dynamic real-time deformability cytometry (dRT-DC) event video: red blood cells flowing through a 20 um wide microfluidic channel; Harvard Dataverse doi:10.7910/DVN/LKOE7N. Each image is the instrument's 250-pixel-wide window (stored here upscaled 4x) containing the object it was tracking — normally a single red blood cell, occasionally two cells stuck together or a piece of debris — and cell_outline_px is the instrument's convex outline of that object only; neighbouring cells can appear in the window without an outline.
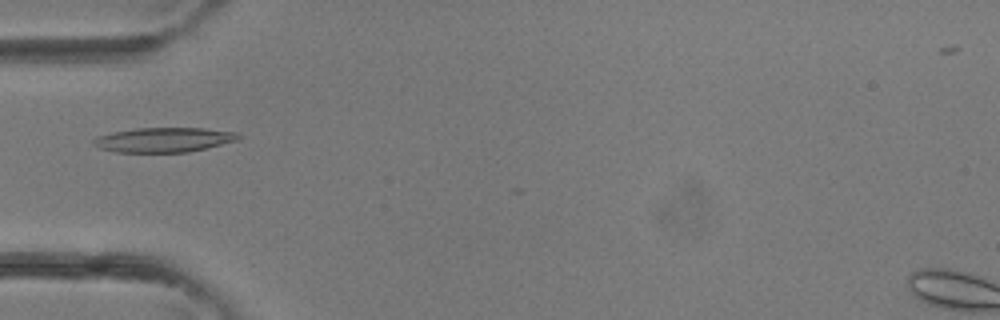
{"species": "common noctule bat (a hibernating species)", "species_latin": "Nyctalus noctula", "temperature_condition": "room temperature", "stored_images_in_passage": 2, "camera_frame_rate_fps": 3000, "um_per_image_px": 0.085, "animal": {"sex": "female"}, "frame": {"image": 1, "passage_image": 2, "time_ms": 0.333, "image_size_px": [1000, 320], "cell_outline_px": [[240, 140], [188, 152], [116, 152], [100, 148], [92, 144], [92, 140], [96, 136], [112, 132], [136, 128], [204, 128], [236, 132], [240, 136]], "centroid_in_image_um": [13.91, 11.88], "position_along_channel_um": 71.1, "area_um2": 20.87}}